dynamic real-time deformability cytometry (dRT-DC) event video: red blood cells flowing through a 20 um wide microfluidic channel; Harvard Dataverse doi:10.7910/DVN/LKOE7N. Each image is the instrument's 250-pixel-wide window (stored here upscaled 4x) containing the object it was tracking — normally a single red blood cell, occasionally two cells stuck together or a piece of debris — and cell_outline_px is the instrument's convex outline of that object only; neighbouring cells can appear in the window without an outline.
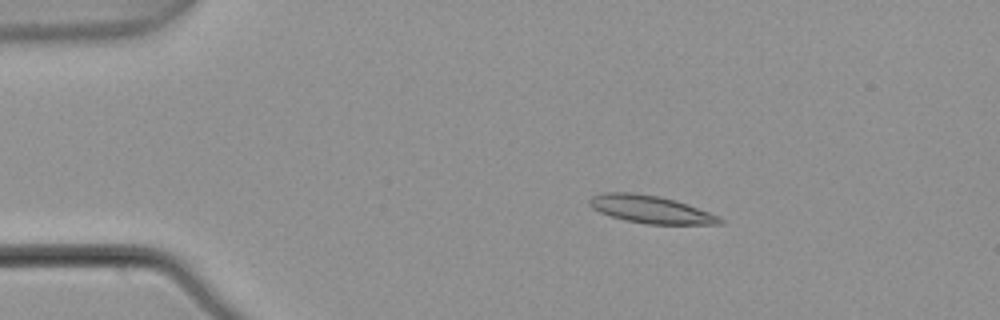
{"species": "common noctule bat (a hibernating species)", "species_latin": "Nyctalus noctula", "temperature_condition": "warm", "stored_images_in_passage": 5, "camera_frame_rate_fps": 3000, "um_per_image_px": 0.085, "animal": {"sex": "male", "body_mass_g": 21.5, "forearm_length_mm": 52.0}, "frame": {"image": 1, "passage_image": 3, "time_ms": 0.667, "image_size_px": [1000, 320], "cell_outline_px": [[724, 224], [648, 224], [624, 220], [600, 212], [592, 208], [588, 204], [588, 200], [592, 196], [604, 192], [632, 192], [660, 196], [676, 200], [720, 216], [724, 220]], "centroid_in_image_um": [55.31, 17.79], "position_along_channel_um": 29.7, "area_um2": 21.1}}